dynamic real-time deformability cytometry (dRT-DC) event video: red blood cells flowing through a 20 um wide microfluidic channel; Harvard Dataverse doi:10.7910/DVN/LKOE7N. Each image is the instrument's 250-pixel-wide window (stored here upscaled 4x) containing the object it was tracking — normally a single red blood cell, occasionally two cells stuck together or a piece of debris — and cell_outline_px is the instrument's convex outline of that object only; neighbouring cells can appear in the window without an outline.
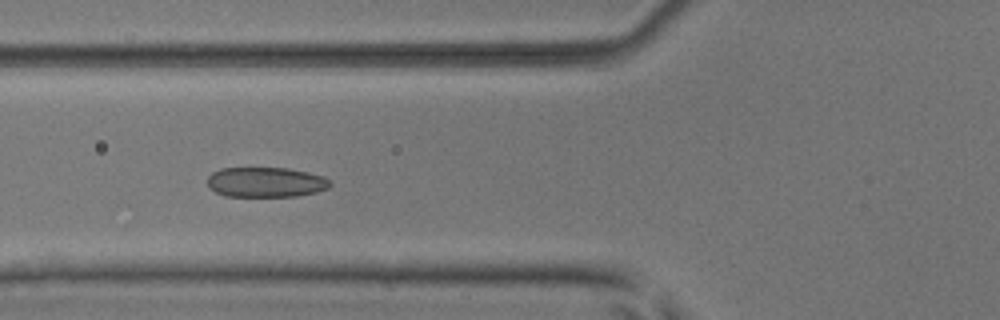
{"species": "common noctule bat (a hibernating species)", "species_latin": "Nyctalus noctula", "temperature_condition": "room temperature", "stored_images_in_passage": 48, "camera_frame_rate_fps": 3000, "um_per_image_px": 0.085, "animal": {"sex": "male", "body_mass_g": 17.9, "forearm_length_mm": 54.2}, "frame": {"image": 1, "passage_image": 17, "time_ms": 5.333, "image_size_px": [1000, 320], "cell_outline_px": [[332, 184], [328, 188], [316, 192], [296, 196], [224, 196], [208, 188], [208, 176], [212, 172], [220, 168], [288, 168], [308, 172], [324, 176], [332, 180]], "centroid_in_image_um": [22.6, 15.48], "position_along_channel_um": 103.2, "area_um2": 21.68}}
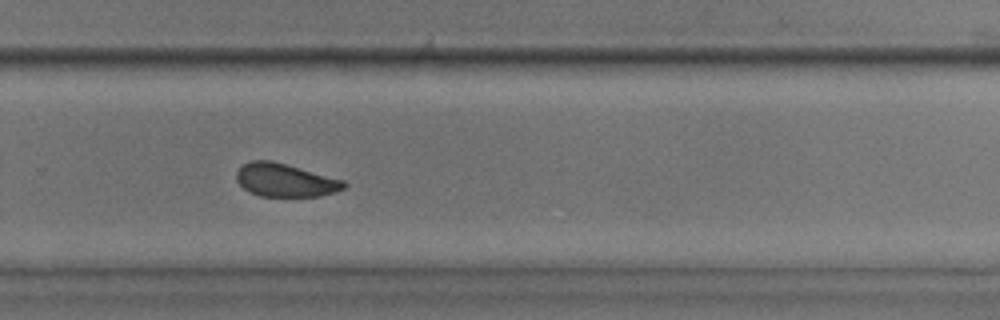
{"frame": {"image": 2, "passage_image": 32, "time_ms": 10.333, "image_size_px": [1000, 320], "cell_outline_px": [[348, 184], [344, 188], [336, 192], [320, 196], [260, 196], [248, 192], [236, 180], [236, 172], [244, 164], [252, 160], [272, 160], [344, 180]], "centroid_in_image_um": [24.25, 15.31], "position_along_channel_um": 305.6, "area_um2": 20.81}}
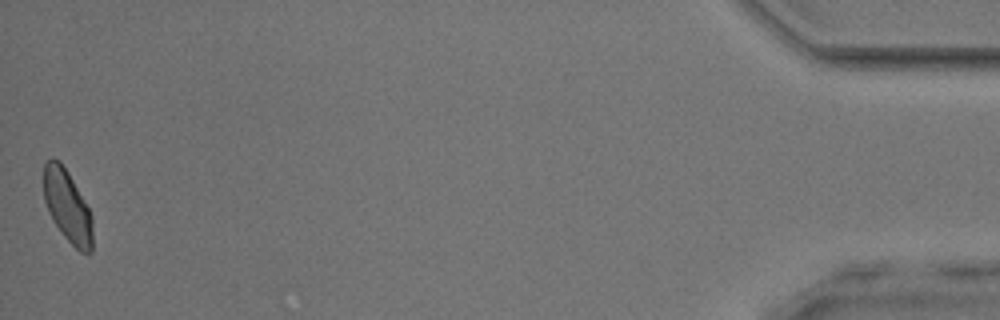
{"frame": {"image": 3, "passage_image": 48, "time_ms": 15.667, "image_size_px": [1000, 320], "cell_outline_px": [[92, 252], [80, 252], [64, 236], [52, 220], [48, 212], [44, 200], [44, 164], [52, 156], [60, 160], [68, 172], [88, 208], [92, 216]], "centroid_in_image_um": [5.71, 17.5], "position_along_channel_um": 429.5, "area_um2": 20.46}, "authors_computed_cell_mechanics": {"area_um2": 21.7328, "velocity_mm_per_s": 4.0607, "shape_relaxation_time_tau1_ms": 2.999, "shape_relaxation_time_tau2_ms": 1.2409, "deformation_change_tau1": 0.093, "deformation_change_tau2": 0.0607}}